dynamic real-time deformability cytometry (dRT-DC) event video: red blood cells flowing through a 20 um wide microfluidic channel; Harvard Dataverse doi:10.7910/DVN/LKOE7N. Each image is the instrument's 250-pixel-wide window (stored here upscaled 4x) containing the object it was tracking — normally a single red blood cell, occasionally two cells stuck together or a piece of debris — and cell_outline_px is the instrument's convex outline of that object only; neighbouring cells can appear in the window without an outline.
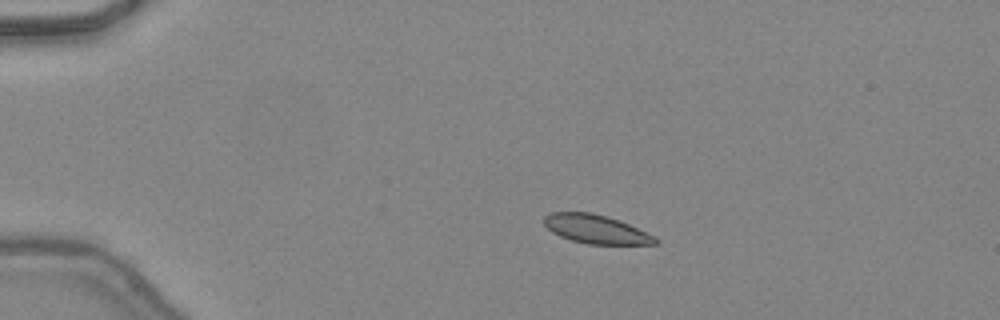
{"species": "common noctule bat (a hibernating species)", "species_latin": "Nyctalus noctula", "temperature_condition": "warm", "stored_images_in_passage": 38, "camera_frame_rate_fps": 3000, "um_per_image_px": 0.085, "animal": {"sex": "female", "body_mass_g": 24.6, "forearm_length_mm": 56.2}, "frame": {"image": 1, "passage_image": 1, "time_ms": 0.0, "image_size_px": [1000, 320], "cell_outline_px": [[660, 240], [656, 244], [588, 244], [572, 240], [560, 236], [552, 232], [544, 224], [544, 216], [552, 212], [592, 212], [620, 220], [656, 236]], "centroid_in_image_um": [50.68, 19.47], "position_along_channel_um": 34.3, "area_um2": 18.67}}
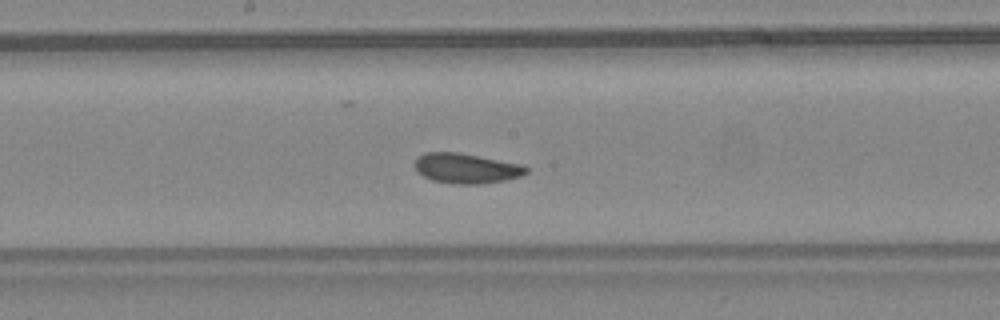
{"frame": {"image": 2, "passage_image": 17, "time_ms": 5.333, "image_size_px": [1000, 320], "cell_outline_px": [[528, 172], [520, 176], [504, 180], [480, 184], [456, 184], [432, 180], [416, 172], [416, 160], [424, 152], [456, 152], [524, 164], [528, 168]], "centroid_in_image_um": [39.66, 14.31], "position_along_channel_um": 208.5, "area_um2": 19.42}}
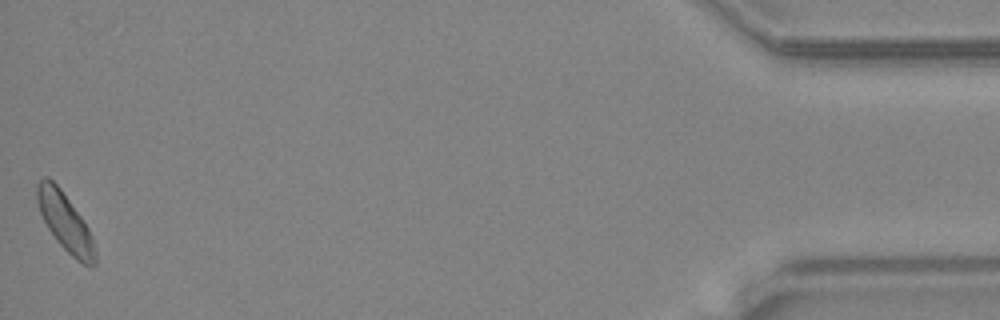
{"frame": {"image": 3, "passage_image": 38, "time_ms": 12.333, "image_size_px": [1000, 320], "cell_outline_px": [[96, 264], [92, 268], [76, 260], [56, 240], [48, 228], [40, 212], [36, 200], [36, 184], [44, 176], [48, 176], [60, 188], [80, 216], [88, 228], [92, 236], [96, 252]], "centroid_in_image_um": [5.54, 18.89], "position_along_channel_um": 429.7, "area_um2": 19.48}, "authors_computed_cell_mechanics": {"area_um2": 19.3052, "velocity_mm_per_s": 4.4096, "shape_relaxation_time_tau1_ms": 3.617, "shape_relaxation_time_tau2_ms": null, "deformation_change_tau1": 0.0706, "deformation_change_tau2": null}}